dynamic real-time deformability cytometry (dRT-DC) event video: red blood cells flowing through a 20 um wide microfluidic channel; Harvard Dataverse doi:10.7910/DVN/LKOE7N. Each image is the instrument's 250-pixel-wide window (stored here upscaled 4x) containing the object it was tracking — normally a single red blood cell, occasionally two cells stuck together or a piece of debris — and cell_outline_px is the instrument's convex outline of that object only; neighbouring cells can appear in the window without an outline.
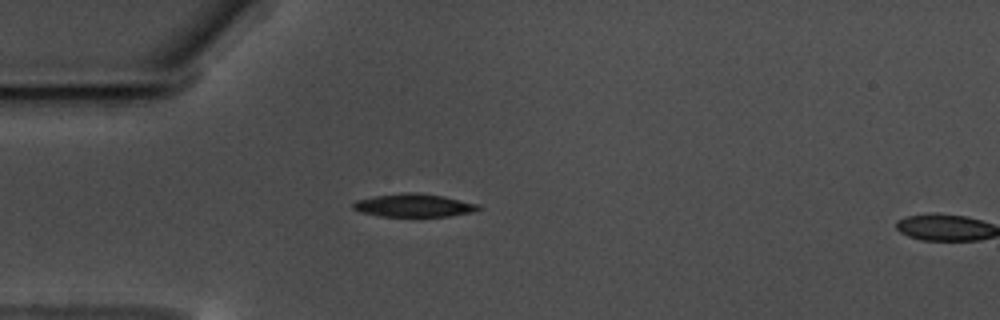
{"species": "common noctule bat (a hibernating species)", "species_latin": "Nyctalus noctula", "temperature_condition": "warm", "stored_images_in_passage": 15, "camera_frame_rate_fps": 3000, "um_per_image_px": 0.085, "animal": {"sex": "male", "body_mass_g": 17.5, "forearm_length_mm": 52.3}, "frame": {"image": 1, "passage_image": 13, "time_ms": 4.0, "image_size_px": [1000, 320], "cell_outline_px": [[484, 208], [472, 212], [448, 216], [380, 216], [360, 212], [352, 208], [352, 204], [356, 200], [372, 196], [404, 192], [416, 192], [444, 196], [480, 204]], "centroid_in_image_um": [35.19, 17.44], "position_along_channel_um": 49.8, "area_um2": 17.05}}